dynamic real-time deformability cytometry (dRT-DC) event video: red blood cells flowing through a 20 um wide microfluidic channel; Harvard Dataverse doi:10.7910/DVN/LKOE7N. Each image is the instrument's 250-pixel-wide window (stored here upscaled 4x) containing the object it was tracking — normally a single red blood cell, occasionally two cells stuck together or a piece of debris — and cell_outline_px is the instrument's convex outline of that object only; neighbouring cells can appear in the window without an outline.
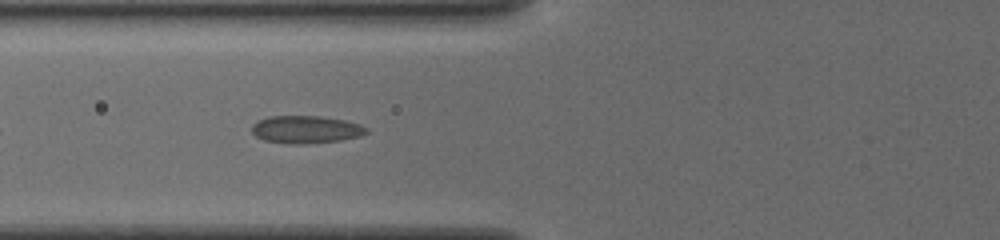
{"species": "common noctule bat (a hibernating species)", "species_latin": "Nyctalus noctula", "temperature_condition": "cold", "stored_images_in_passage": 13, "camera_frame_rate_fps": 3000, "um_per_image_px": 0.085, "animal": {"sex": "female", "body_mass_g": 19.5, "forearm_length_mm": 54.1}, "frame": {"image": 1, "passage_image": 6, "time_ms": 1.667, "image_size_px": [1000, 240], "cell_outline_px": [[368, 132], [360, 136], [340, 140], [304, 144], [288, 144], [264, 140], [256, 136], [252, 132], [252, 124], [256, 120], [268, 116], [320, 116], [344, 120], [360, 124], [368, 128]], "centroid_in_image_um": [25.98, 11.0], "position_along_channel_um": 99.8, "area_um2": 18.55}}
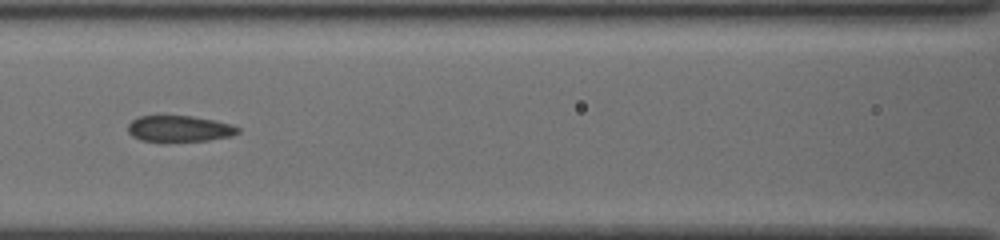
{"frame": {"image": 2, "passage_image": 10, "time_ms": 3.0, "image_size_px": [1000, 240], "cell_outline_px": [[240, 132], [232, 136], [208, 140], [168, 144], [160, 144], [140, 140], [132, 136], [128, 132], [128, 124], [132, 120], [140, 116], [192, 116], [232, 124], [240, 128]], "centroid_in_image_um": [15.22, 10.99], "position_along_channel_um": 151.4, "area_um2": 17.51}}